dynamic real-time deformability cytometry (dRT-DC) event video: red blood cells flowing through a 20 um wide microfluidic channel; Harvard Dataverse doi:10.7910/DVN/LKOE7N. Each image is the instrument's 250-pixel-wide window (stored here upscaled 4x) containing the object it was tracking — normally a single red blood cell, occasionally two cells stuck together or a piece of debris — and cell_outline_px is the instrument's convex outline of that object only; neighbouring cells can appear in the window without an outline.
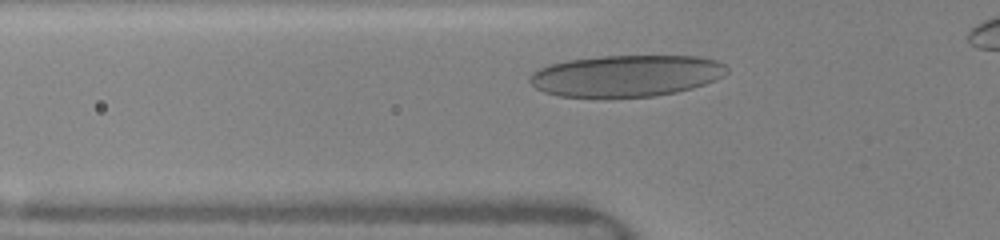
{"species": "human", "species_latin": "Homo sapiens", "temperature_condition": "warm", "stored_images_in_passage": 37, "camera_frame_rate_fps": 3000, "um_per_image_px": 0.085, "donor": {"sex": "female"}, "frame": {"image": 1, "passage_image": 4, "time_ms": 1.333, "image_size_px": [1000, 240], "cell_outline_px": [[728, 72], [724, 76], [716, 80], [692, 88], [676, 92], [656, 96], [604, 100], [560, 96], [544, 92], [536, 88], [528, 80], [532, 72], [540, 68], [552, 64], [568, 60], [600, 56], [696, 56], [716, 60], [724, 64], [728, 68]], "centroid_in_image_um": [53.21, 6.48], "position_along_channel_um": 72.6, "area_um2": 48.84}}
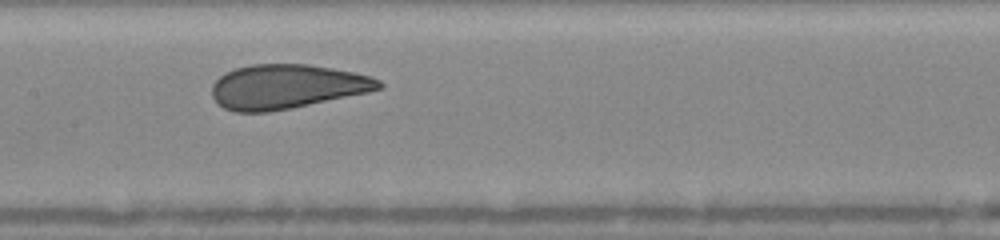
{"frame": {"image": 2, "passage_image": 14, "time_ms": 4.0, "image_size_px": [1000, 240], "cell_outline_px": [[384, 88], [368, 92], [292, 108], [268, 112], [236, 112], [224, 108], [212, 96], [212, 84], [220, 76], [236, 68], [252, 64], [308, 64], [356, 72], [372, 76], [380, 80], [384, 84]], "centroid_in_image_um": [24.41, 7.36], "position_along_channel_um": 183.0, "area_um2": 43.18}}
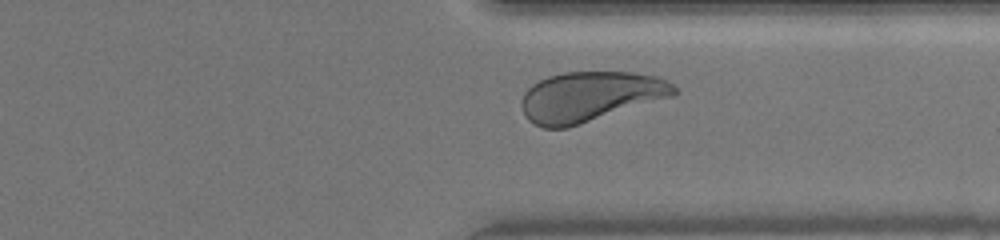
{"frame": {"image": 3, "passage_image": 31, "time_ms": 8.333, "image_size_px": [1000, 240], "cell_outline_px": [[680, 92], [672, 96], [568, 128], [544, 128], [528, 120], [520, 104], [524, 92], [532, 84], [548, 76], [564, 72], [632, 72], [660, 76], [672, 84]], "centroid_in_image_um": [50.16, 8.2], "position_along_channel_um": 361.2, "area_um2": 44.51}, "authors_computed_cell_mechanics": {"area_um2": 43.4078, "velocity_mm_per_s": 4.1104, "shape_relaxation_time_tau1_ms": 4.9235, "shape_relaxation_time_tau2_ms": 0.638, "deformation_change_tau1": 0.1588, "deformation_change_tau2": 0.0579}}